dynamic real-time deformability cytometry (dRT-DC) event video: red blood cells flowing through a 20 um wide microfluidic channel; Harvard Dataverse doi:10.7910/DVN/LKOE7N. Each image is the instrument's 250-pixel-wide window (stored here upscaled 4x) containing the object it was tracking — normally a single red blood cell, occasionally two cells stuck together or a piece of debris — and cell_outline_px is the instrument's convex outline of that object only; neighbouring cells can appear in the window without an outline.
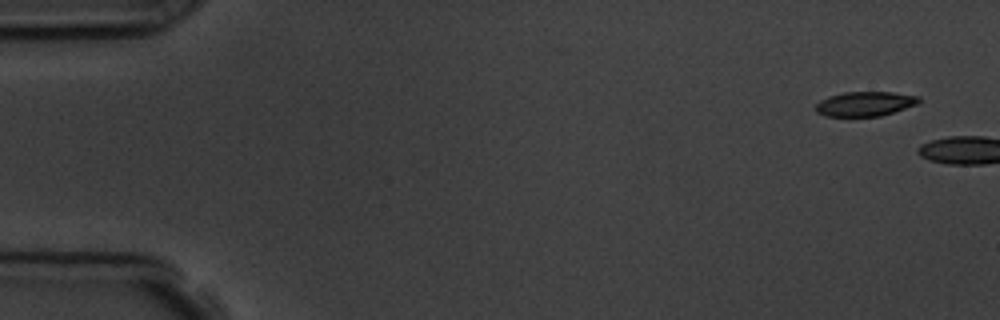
{"species": "common noctule bat (a hibernating species)", "species_latin": "Nyctalus noctula", "temperature_condition": "room temperature", "stored_images_in_passage": 2, "camera_frame_rate_fps": 3000, "um_per_image_px": 0.085, "animal": {"sex": "male", "body_mass_g": 19.5, "forearm_length_mm": 54.6}, "frame": {"image": 1, "passage_image": 1, "time_ms": 0.0, "image_size_px": [1000, 320], "cell_outline_px": [[920, 100], [916, 104], [880, 116], [824, 116], [816, 112], [816, 104], [820, 100], [828, 96], [844, 92], [892, 92], [920, 96]], "centroid_in_image_um": [73.49, 8.82], "position_along_channel_um": 11.5, "area_um2": 14.68}}